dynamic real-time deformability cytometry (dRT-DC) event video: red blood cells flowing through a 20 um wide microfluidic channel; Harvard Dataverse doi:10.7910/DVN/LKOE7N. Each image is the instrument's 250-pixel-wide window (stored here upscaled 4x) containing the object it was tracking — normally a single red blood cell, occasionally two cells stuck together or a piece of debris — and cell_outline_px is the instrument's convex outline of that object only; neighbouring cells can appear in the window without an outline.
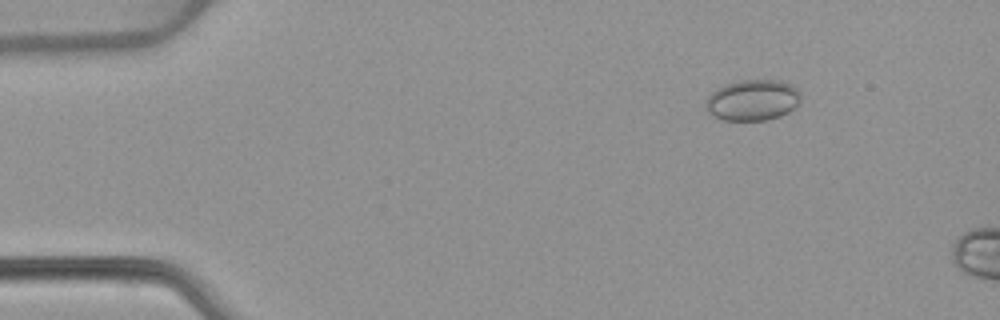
{"species": "common noctule bat (a hibernating species)", "species_latin": "Nyctalus noctula", "temperature_condition": "warm", "stored_images_in_passage": 11, "camera_frame_rate_fps": 3000, "um_per_image_px": 0.085, "animal": {"sex": "female", "body_mass_g": 22.7, "forearm_length_mm": 54.2}, "frame": {"image": 1, "passage_image": 7, "time_ms": 2.0, "image_size_px": [1000, 320], "cell_outline_px": [[800, 100], [788, 112], [780, 116], [768, 120], [724, 120], [712, 116], [708, 112], [704, 104], [708, 96], [716, 88], [724, 84], [736, 80], [780, 80], [792, 84], [800, 92]], "centroid_in_image_um": [63.94, 8.5], "position_along_channel_um": 21.1, "area_um2": 22.89}}